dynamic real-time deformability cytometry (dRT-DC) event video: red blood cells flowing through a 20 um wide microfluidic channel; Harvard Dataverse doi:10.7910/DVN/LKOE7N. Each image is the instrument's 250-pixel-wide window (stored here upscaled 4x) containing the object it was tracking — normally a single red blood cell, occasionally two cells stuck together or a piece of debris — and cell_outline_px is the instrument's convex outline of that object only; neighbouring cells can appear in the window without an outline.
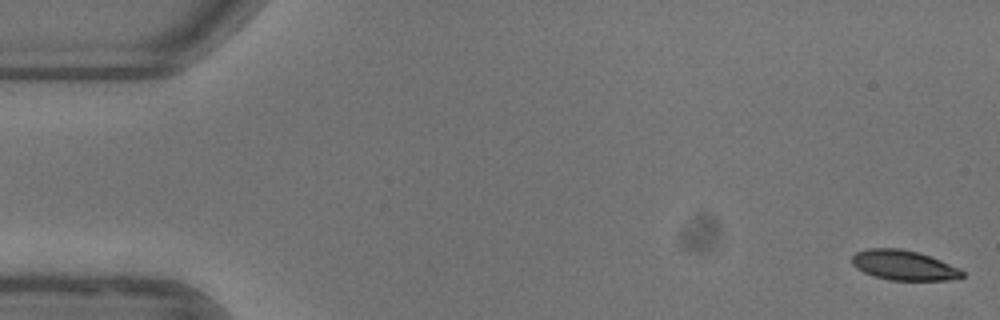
{"species": "common noctule bat (a hibernating species)", "species_latin": "Nyctalus noctula", "temperature_condition": "warm", "stored_images_in_passage": 53, "camera_frame_rate_fps": 3000, "um_per_image_px": 0.085, "animal": {"sex": "female"}, "frame": {"image": 1, "passage_image": 1, "time_ms": 0.0, "image_size_px": [1000, 320], "cell_outline_px": [[964, 276], [948, 280], [888, 280], [864, 272], [856, 268], [852, 264], [852, 256], [856, 252], [868, 248], [900, 248], [920, 252], [960, 268], [964, 272]], "centroid_in_image_um": [76.82, 22.53], "position_along_channel_um": 8.2, "area_um2": 19.25}}
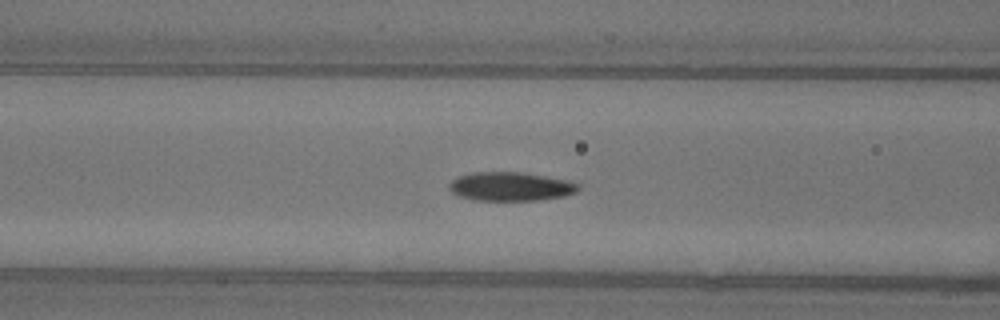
{"frame": {"image": 2, "passage_image": 21, "time_ms": 6.667, "image_size_px": [1000, 320], "cell_outline_px": [[580, 188], [576, 192], [564, 196], [536, 200], [472, 200], [460, 196], [452, 192], [452, 180], [460, 176], [472, 172], [520, 172], [568, 180], [576, 184]], "centroid_in_image_um": [43.42, 15.85], "position_along_channel_um": 123.2, "area_um2": 21.27}}
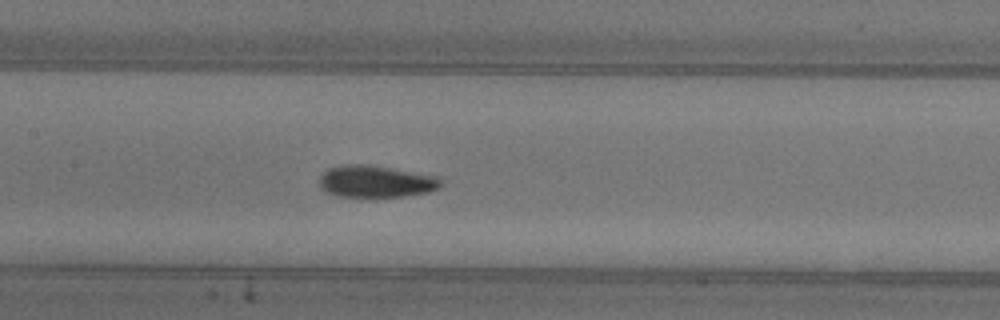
{"frame": {"image": 3, "passage_image": 25, "time_ms": 8.0, "image_size_px": [1000, 320], "cell_outline_px": [[440, 188], [428, 192], [404, 196], [376, 200], [336, 196], [324, 192], [320, 188], [320, 176], [328, 168], [344, 164], [364, 164], [440, 176]], "centroid_in_image_um": [31.91, 15.48], "position_along_channel_um": 175.5, "area_um2": 23.52}, "authors_computed_cell_mechanics": {"area_um2": 21.0392, "velocity_mm_per_s": 3.9151, "shape_relaxation_time_tau1_ms": 4.0875, "shape_relaxation_time_tau2_ms": 2.268, "deformation_change_tau1": 0.1506, "deformation_change_tau2": 0.0636}}